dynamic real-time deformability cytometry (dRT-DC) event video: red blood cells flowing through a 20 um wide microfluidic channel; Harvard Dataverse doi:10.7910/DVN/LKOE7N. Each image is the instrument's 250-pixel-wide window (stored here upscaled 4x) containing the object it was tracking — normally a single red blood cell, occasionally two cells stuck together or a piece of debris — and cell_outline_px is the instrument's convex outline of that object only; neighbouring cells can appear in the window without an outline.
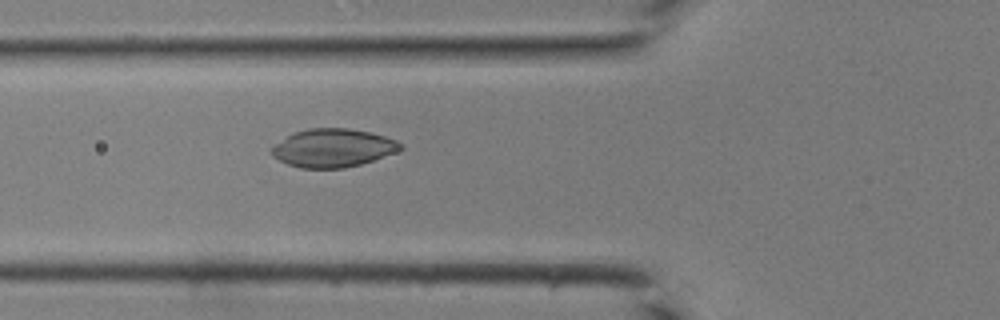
{"species": "common noctule bat (a hibernating species)", "species_latin": "Nyctalus noctula", "temperature_condition": "room temperature", "stored_images_in_passage": 31, "camera_frame_rate_fps": 3000, "um_per_image_px": 0.085, "animal": {"sex": "male", "body_mass_g": 19.0, "forearm_length_mm": 50.8}, "frame": {"image": 1, "passage_image": 5, "time_ms": 1.333, "image_size_px": [1000, 320], "cell_outline_px": [[404, 148], [396, 152], [360, 164], [344, 168], [300, 168], [288, 164], [272, 156], [272, 148], [276, 144], [288, 136], [296, 132], [308, 128], [348, 128], [368, 132], [384, 136], [396, 140], [404, 144]], "centroid_in_image_um": [28.33, 12.58], "position_along_channel_um": 97.5, "area_um2": 28.44}}
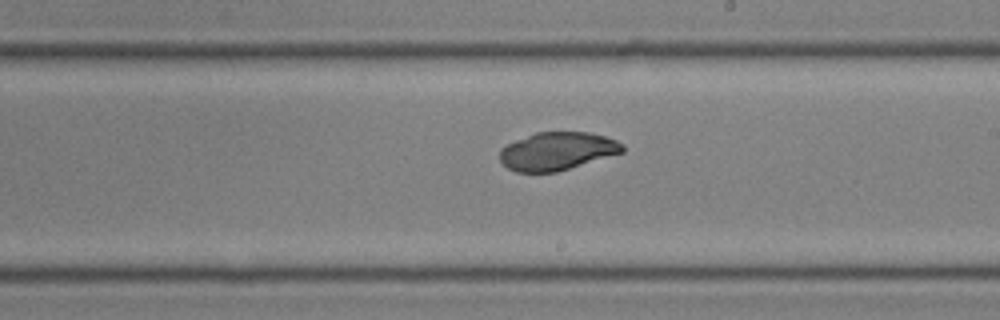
{"frame": {"image": 2, "passage_image": 14, "time_ms": 4.333, "image_size_px": [1000, 320], "cell_outline_px": [[624, 152], [556, 172], [516, 172], [508, 168], [500, 160], [500, 148], [516, 140], [536, 132], [588, 132], [604, 136], [616, 140], [624, 144]], "centroid_in_image_um": [47.37, 12.84], "position_along_channel_um": 241.6, "area_um2": 27.05}}
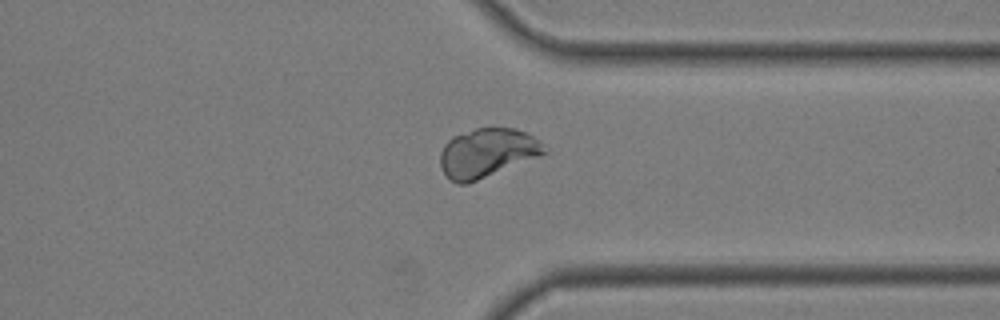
{"frame": {"image": 3, "passage_image": 22, "time_ms": 7.0, "image_size_px": [1000, 320], "cell_outline_px": [[548, 152], [540, 156], [468, 184], [456, 184], [440, 168], [440, 152], [444, 144], [452, 136], [476, 128], [516, 128], [532, 136]], "centroid_in_image_um": [41.36, 13.0], "position_along_channel_um": 370.0, "area_um2": 29.48}}